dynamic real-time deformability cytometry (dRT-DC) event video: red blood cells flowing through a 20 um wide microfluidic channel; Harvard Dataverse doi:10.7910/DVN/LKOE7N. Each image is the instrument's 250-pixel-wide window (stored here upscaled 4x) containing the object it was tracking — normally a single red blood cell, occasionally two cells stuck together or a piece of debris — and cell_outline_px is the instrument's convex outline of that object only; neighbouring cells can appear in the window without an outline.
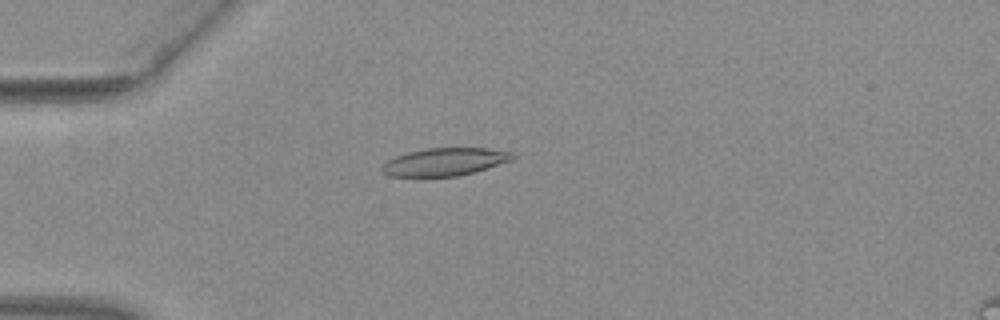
{"species": "common noctule bat (a hibernating species)", "species_latin": "Nyctalus noctula", "temperature_condition": "warm", "stored_images_in_passage": 54, "camera_frame_rate_fps": 3000, "um_per_image_px": 0.085, "animal": {"sex": "female", "body_mass_g": 29.2, "forearm_length_mm": 56.3}, "frame": {"image": 1, "passage_image": 16, "time_ms": 5.0, "image_size_px": [1000, 320], "cell_outline_px": [[516, 156], [512, 160], [472, 172], [456, 176], [388, 176], [380, 168], [388, 160], [396, 156], [408, 152], [424, 148], [488, 148], [512, 152]], "centroid_in_image_um": [37.8, 13.74], "position_along_channel_um": 47.2, "area_um2": 20.87}}
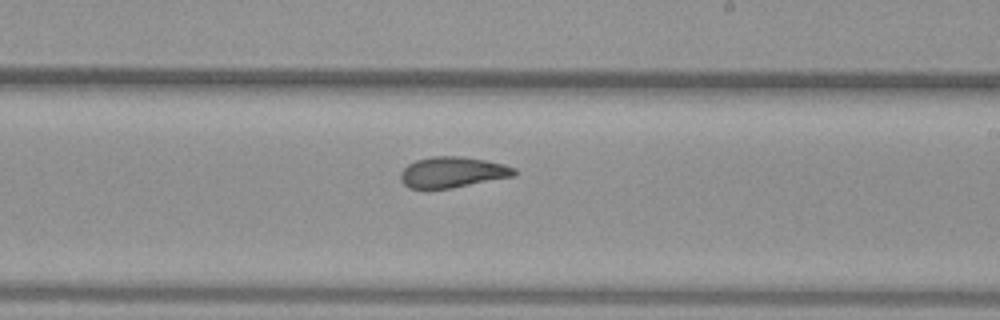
{"frame": {"image": 2, "passage_image": 33, "time_ms": 10.667, "image_size_px": [1000, 320], "cell_outline_px": [[516, 176], [452, 188], [408, 188], [400, 180], [400, 172], [408, 164], [416, 160], [432, 156], [460, 156], [484, 160], [504, 164], [516, 168]], "centroid_in_image_um": [38.47, 14.64], "position_along_channel_um": 250.5, "area_um2": 20.46}}
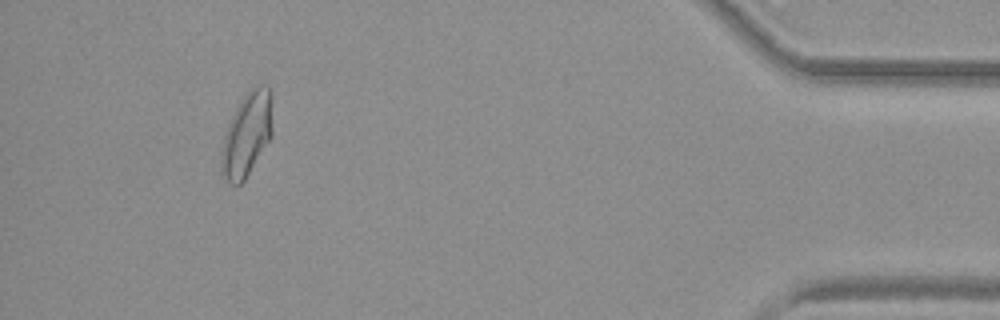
{"frame": {"image": 3, "passage_image": 50, "time_ms": 16.333, "image_size_px": [1000, 320], "cell_outline_px": [[272, 136], [244, 180], [240, 184], [232, 184], [224, 180], [220, 172], [220, 152], [224, 136], [228, 124], [244, 92], [256, 84], [268, 84], [272, 88]], "centroid_in_image_um": [20.99, 11.37], "position_along_channel_um": 414.2, "area_um2": 25.66}, "authors_computed_cell_mechanics": {"area_um2": 21.675, "velocity_mm_per_s": 3.9753, "shape_relaxation_time_tau1_ms": 7.1898, "shape_relaxation_time_tau2_ms": 2.2545, "deformation_change_tau1": 0.198, "deformation_change_tau2": 0.0783}}